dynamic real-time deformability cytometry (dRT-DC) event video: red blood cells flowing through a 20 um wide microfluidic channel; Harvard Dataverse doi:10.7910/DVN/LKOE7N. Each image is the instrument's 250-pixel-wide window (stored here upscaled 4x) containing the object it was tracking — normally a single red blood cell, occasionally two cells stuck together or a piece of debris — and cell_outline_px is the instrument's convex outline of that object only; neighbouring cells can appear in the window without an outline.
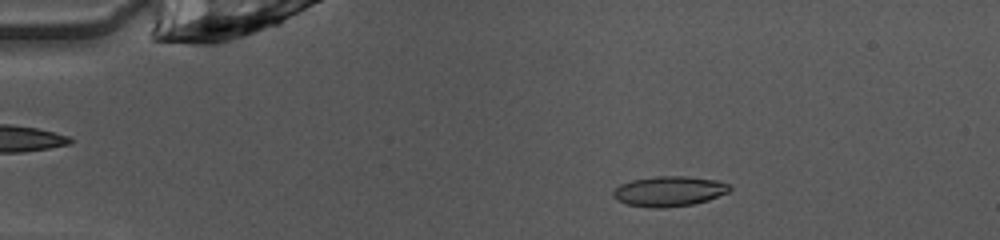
{"species": "common noctule bat (a hibernating species)", "species_latin": "Nyctalus noctula", "temperature_condition": "warm", "stored_images_in_passage": 43, "camera_frame_rate_fps": 3000, "um_per_image_px": 0.085, "animal": {"sex": "female", "body_mass_g": 10.0, "forearm_length_mm": 53.1}, "frame": {"image": 1, "passage_image": 3, "time_ms": 0.667, "image_size_px": [1000, 240], "cell_outline_px": [[732, 188], [728, 192], [708, 200], [692, 204], [664, 208], [648, 208], [628, 204], [616, 200], [612, 196], [612, 192], [620, 184], [632, 180], [656, 176], [688, 176], [716, 180], [728, 184]], "centroid_in_image_um": [56.85, 16.26], "position_along_channel_um": 28.1, "area_um2": 20.52}}
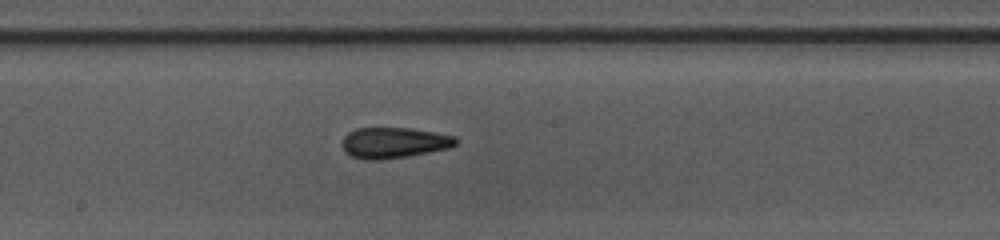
{"frame": {"image": 2, "passage_image": 21, "time_ms": 6.667, "image_size_px": [1000, 240], "cell_outline_px": [[460, 140], [452, 148], [408, 156], [380, 160], [364, 160], [352, 156], [344, 152], [344, 136], [348, 132], [356, 128], [412, 128], [436, 132], [456, 136]], "centroid_in_image_um": [33.55, 12.13], "position_along_channel_um": 214.7, "area_um2": 20.63}}
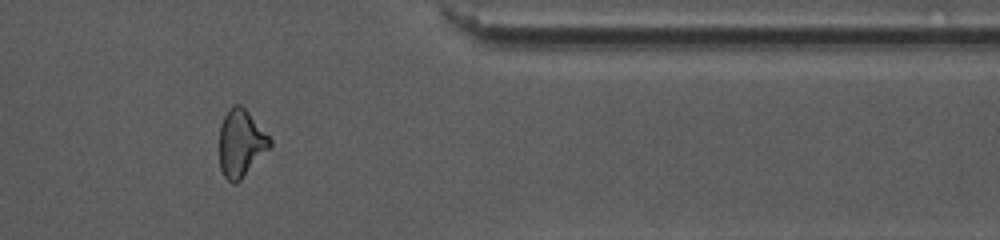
{"frame": {"image": 3, "passage_image": 35, "time_ms": 11.333, "image_size_px": [1000, 240], "cell_outline_px": [[272, 144], [240, 180], [236, 184], [232, 184], [224, 176], [220, 168], [220, 124], [228, 108], [232, 104], [240, 104], [248, 112], [272, 140]], "centroid_in_image_um": [20.45, 12.16], "position_along_channel_um": 391.0, "area_um2": 19.54}, "authors_computed_cell_mechanics": {"area_um2": 20.0566, "velocity_mm_per_s": 4.0764, "shape_relaxation_time_tau1_ms": 7.2775, "shape_relaxation_time_tau2_ms": 2.8685, "deformation_change_tau1": 0.1945, "deformation_change_tau2": 0.0815}}